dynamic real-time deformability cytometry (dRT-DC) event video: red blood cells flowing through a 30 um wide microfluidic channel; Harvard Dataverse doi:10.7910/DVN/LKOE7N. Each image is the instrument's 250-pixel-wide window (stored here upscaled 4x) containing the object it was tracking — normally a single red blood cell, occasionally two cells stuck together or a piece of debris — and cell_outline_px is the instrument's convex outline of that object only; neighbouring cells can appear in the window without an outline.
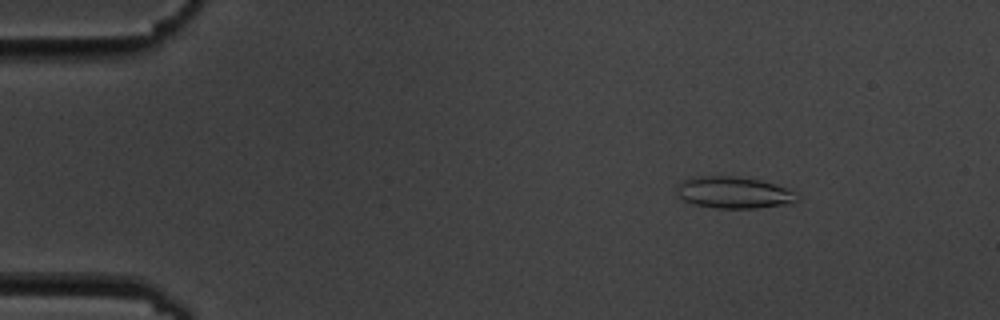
{"species": "common noctule bat (a hibernating species)", "species_latin": "Nyctalus noctula", "temperature_condition": "cold", "stored_images_in_passage": 8, "camera_frame_rate_fps": 3000, "um_per_image_px": 0.085, "animal": {"sex": "male", "body_mass_g": 19.5, "forearm_length_mm": 54.6}, "frame": {"image": 1, "passage_image": 3, "time_ms": 2.333, "image_size_px": [1000, 320], "cell_outline_px": [[796, 200], [792, 204], [756, 208], [716, 208], [696, 204], [684, 200], [676, 192], [676, 188], [680, 180], [692, 176], [736, 176], [760, 180], [784, 188], [792, 192]], "centroid_in_image_um": [62.28, 16.36], "position_along_channel_um": 22.7, "area_um2": 22.02}}
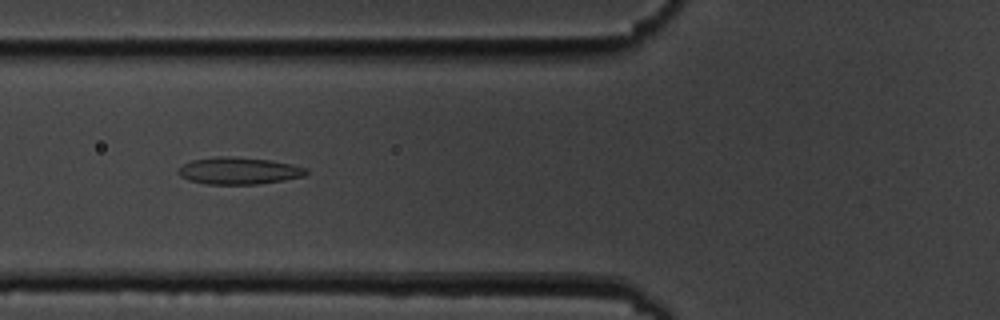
{"frame": {"image": 2, "passage_image": 7, "time_ms": 7.0, "image_size_px": [1000, 320], "cell_outline_px": [[308, 172], [304, 176], [284, 180], [256, 184], [208, 184], [188, 180], [180, 176], [176, 172], [184, 164], [192, 160], [216, 156], [228, 156], [272, 160], [292, 164], [308, 168]], "centroid_in_image_um": [20.31, 14.51], "position_along_channel_um": 105.5, "area_um2": 20.17}}
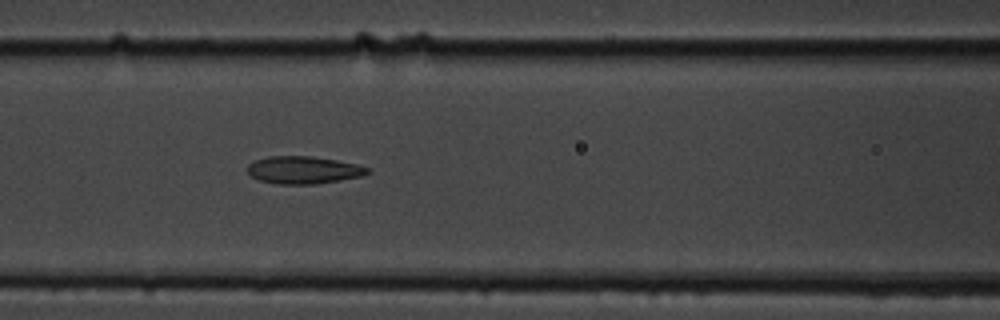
{"frame": {"image": 3, "passage_image": 8, "time_ms": 8.0, "image_size_px": [1000, 320], "cell_outline_px": [[372, 172], [360, 176], [340, 180], [316, 184], [276, 184], [260, 180], [252, 176], [248, 172], [248, 164], [256, 160], [268, 156], [312, 156], [336, 160], [356, 164], [368, 168]], "centroid_in_image_um": [25.8, 14.45], "position_along_channel_um": 140.8, "area_um2": 19.13}}